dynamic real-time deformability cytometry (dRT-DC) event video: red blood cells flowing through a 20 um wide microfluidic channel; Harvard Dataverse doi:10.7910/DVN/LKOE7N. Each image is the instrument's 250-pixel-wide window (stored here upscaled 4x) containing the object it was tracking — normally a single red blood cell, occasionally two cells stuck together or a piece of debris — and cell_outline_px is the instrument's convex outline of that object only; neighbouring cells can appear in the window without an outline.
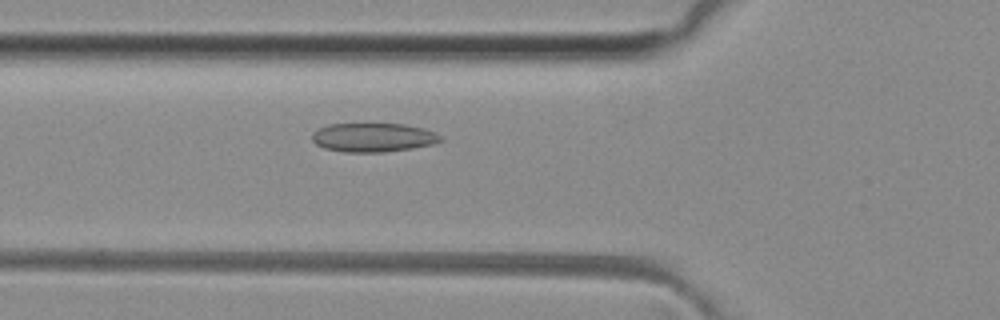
{"species": "common noctule bat (a hibernating species)", "species_latin": "Nyctalus noctula", "temperature_condition": "room temperature", "stored_images_in_passage": 26, "camera_frame_rate_fps": 3000, "um_per_image_px": 0.085, "animal": {"sex": "female", "body_mass_g": 29.2, "forearm_length_mm": 56.3}, "frame": {"image": 1, "passage_image": 5, "time_ms": 1.333, "image_size_px": [1000, 320], "cell_outline_px": [[444, 140], [432, 144], [412, 148], [384, 152], [344, 152], [324, 148], [316, 144], [312, 140], [312, 132], [328, 124], [404, 124], [424, 128], [440, 136]], "centroid_in_image_um": [31.7, 11.68], "position_along_channel_um": 94.1, "area_um2": 21.56}}
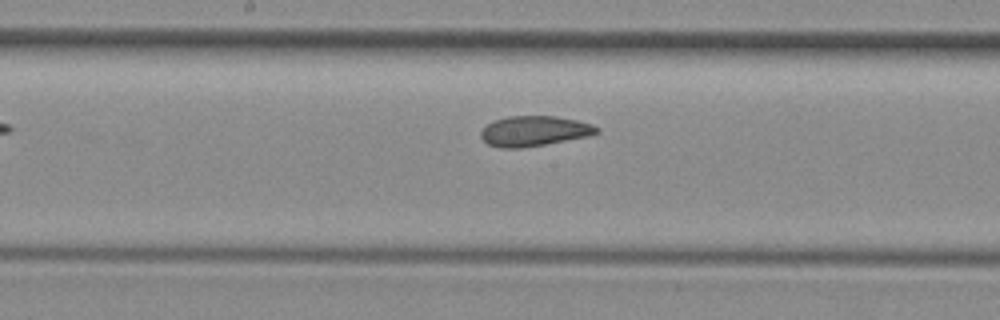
{"frame": {"image": 2, "passage_image": 13, "time_ms": 4.0, "image_size_px": [1000, 320], "cell_outline_px": [[600, 132], [588, 136], [544, 144], [520, 148], [504, 148], [488, 144], [480, 136], [480, 132], [488, 124], [496, 120], [508, 116], [556, 116], [576, 120], [592, 124], [600, 128]], "centroid_in_image_um": [45.43, 11.13], "position_along_channel_um": 202.8, "area_um2": 20.17}}
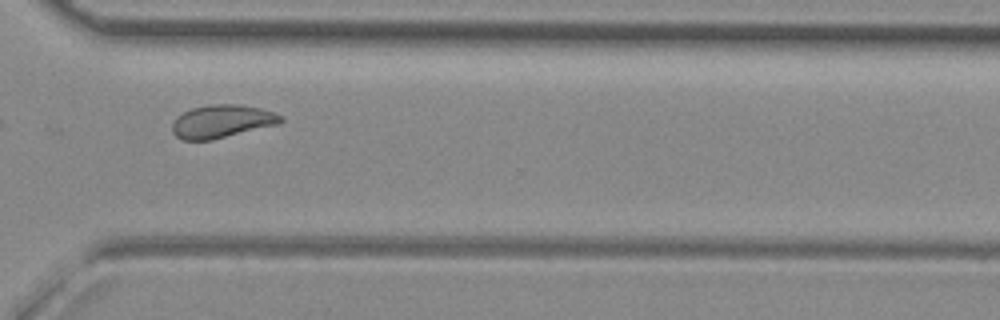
{"frame": {"image": 3, "passage_image": 24, "time_ms": 7.667, "image_size_px": [1000, 320], "cell_outline_px": [[284, 120], [276, 124], [212, 140], [184, 140], [176, 136], [172, 132], [172, 124], [176, 116], [192, 108], [212, 104], [240, 104], [260, 108], [284, 116]], "centroid_in_image_um": [18.83, 10.31], "position_along_channel_um": 351.8, "area_um2": 20.75}, "authors_computed_cell_mechanics": {"area_um2": 20.5768, "velocity_mm_per_s": 4.0664, "shape_relaxation_time_tau1_ms": null, "shape_relaxation_time_tau2_ms": 1.478, "deformation_change_tau1": null, "deformation_change_tau2": 0.0616}}